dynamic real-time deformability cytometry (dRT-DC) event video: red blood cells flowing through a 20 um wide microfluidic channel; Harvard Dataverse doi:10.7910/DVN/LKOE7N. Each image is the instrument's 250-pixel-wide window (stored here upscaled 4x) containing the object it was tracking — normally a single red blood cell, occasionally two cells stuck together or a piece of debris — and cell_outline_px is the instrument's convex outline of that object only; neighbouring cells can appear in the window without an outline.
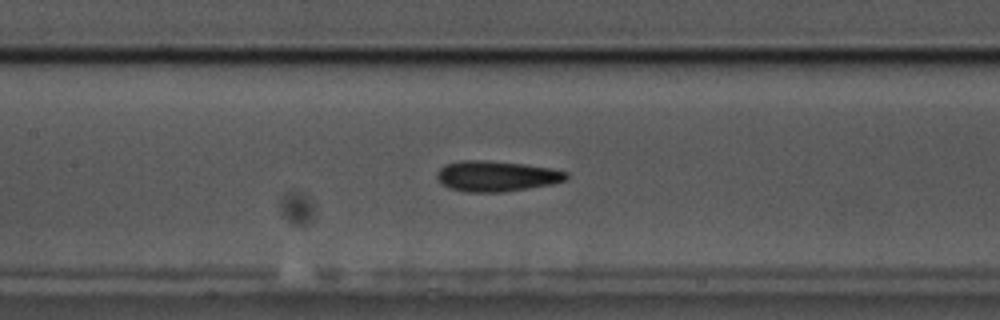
{"species": "common noctule bat (a hibernating species)", "species_latin": "Nyctalus noctula", "temperature_condition": "cold", "stored_images_in_passage": 55, "camera_frame_rate_fps": 3000, "um_per_image_px": 0.085, "animal": {"sex": "male", "body_mass_g": 17.5, "forearm_length_mm": 52.3}, "frame": {"image": 1, "passage_image": 24, "time_ms": 7.667, "image_size_px": [1000, 320], "cell_outline_px": [[568, 176], [564, 180], [552, 184], [500, 192], [464, 192], [448, 188], [436, 176], [436, 172], [444, 164], [460, 160], [484, 160], [524, 164], [552, 168], [568, 172]], "centroid_in_image_um": [42.16, 14.96], "position_along_channel_um": 165.2, "area_um2": 23.0}}
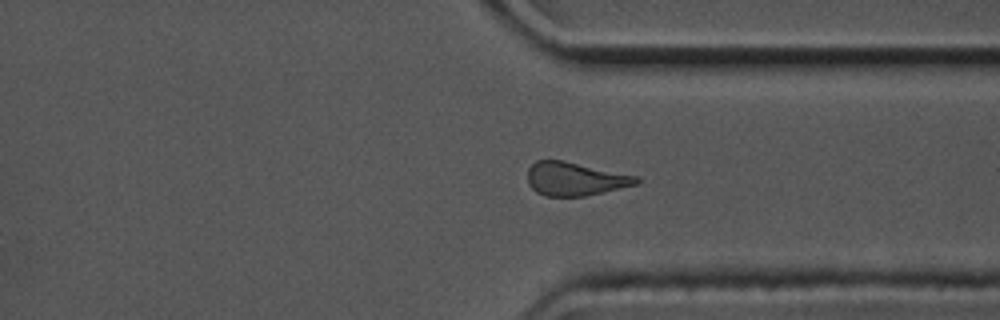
{"frame": {"image": 2, "passage_image": 41, "time_ms": 13.333, "image_size_px": [1000, 320], "cell_outline_px": [[640, 180], [636, 184], [584, 196], [544, 196], [536, 192], [528, 184], [528, 168], [536, 160], [564, 160], [640, 176]], "centroid_in_image_um": [48.87, 15.19], "position_along_channel_um": 362.5, "area_um2": 21.27}}
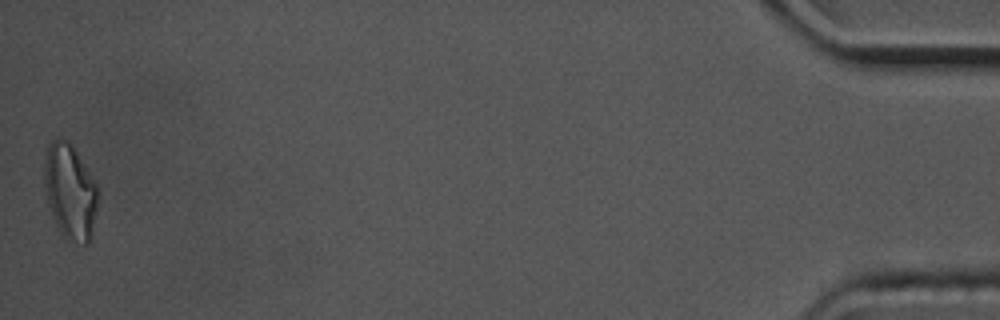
{"frame": {"image": 3, "passage_image": 55, "time_ms": 18.0, "image_size_px": [1000, 320], "cell_outline_px": [[96, 208], [92, 232], [88, 244], [84, 244], [64, 236], [60, 232], [52, 216], [48, 204], [44, 184], [44, 164], [48, 144], [56, 136], [60, 136], [68, 140], [72, 144], [96, 184]], "centroid_in_image_um": [5.92, 16.22], "position_along_channel_um": 429.3, "area_um2": 29.36}, "authors_computed_cell_mechanics": {"area_um2": 22.4842, "velocity_mm_per_s": 3.4853, "shape_relaxation_time_tau1_ms": 2.6598, "shape_relaxation_time_tau2_ms": 2.492, "deformation_change_tau1": 0.1244, "deformation_change_tau2": 0.1166}}